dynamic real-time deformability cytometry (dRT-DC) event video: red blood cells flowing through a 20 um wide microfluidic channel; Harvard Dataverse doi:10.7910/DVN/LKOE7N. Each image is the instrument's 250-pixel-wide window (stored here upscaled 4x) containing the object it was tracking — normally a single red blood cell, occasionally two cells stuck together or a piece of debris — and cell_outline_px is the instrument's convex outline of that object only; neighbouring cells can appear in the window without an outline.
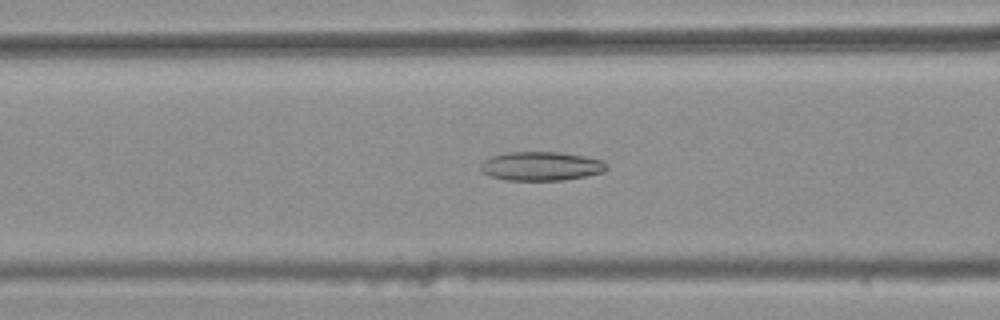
{"species": "common noctule bat (a hibernating species)", "species_latin": "Nyctalus noctula", "temperature_condition": "warm", "stored_images_in_passage": 34, "camera_frame_rate_fps": 3000, "um_per_image_px": 0.085, "animal": {"sex": "female", "body_mass_g": 25.1}, "frame": {"image": 1, "passage_image": 9, "time_ms": 2.667, "image_size_px": [1000, 320], "cell_outline_px": [[608, 168], [604, 172], [564, 180], [504, 180], [488, 176], [480, 168], [480, 164], [484, 160], [492, 156], [508, 152], [556, 152], [584, 156], [600, 160], [608, 164]], "centroid_in_image_um": [45.98, 14.13], "position_along_channel_um": 120.6, "area_um2": 21.21}}
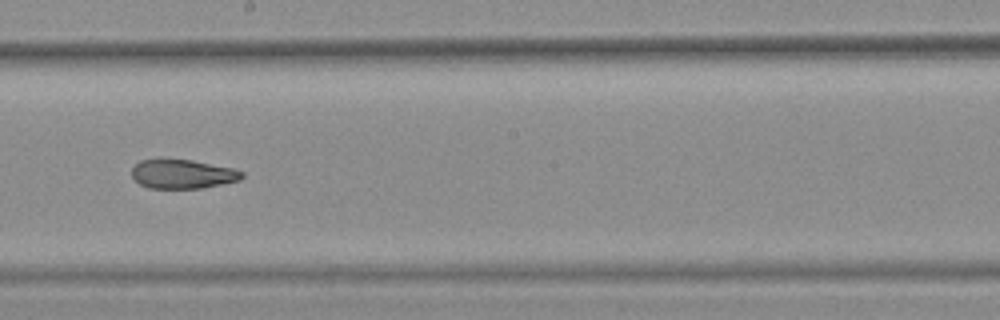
{"frame": {"image": 2, "passage_image": 18, "time_ms": 5.667, "image_size_px": [1000, 320], "cell_outline_px": [[244, 176], [240, 180], [200, 188], [148, 188], [140, 184], [132, 176], [132, 168], [140, 160], [192, 160], [232, 168], [244, 172]], "centroid_in_image_um": [15.53, 14.8], "position_along_channel_um": 232.7, "area_um2": 18.38}}
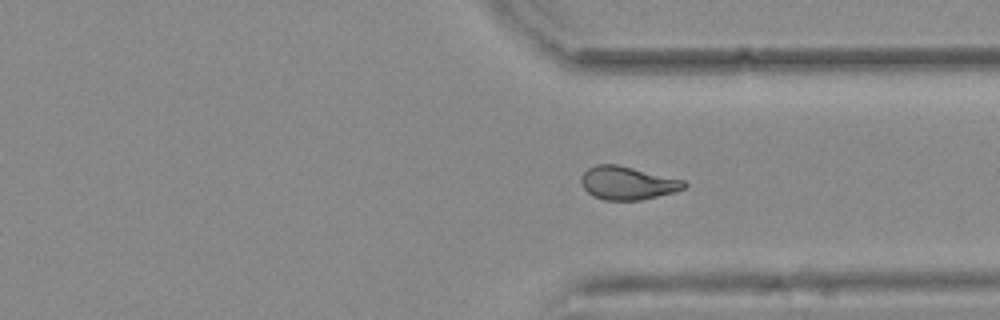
{"frame": {"image": 3, "passage_image": 28, "time_ms": 9.0, "image_size_px": [1000, 320], "cell_outline_px": [[688, 184], [684, 188], [676, 192], [640, 200], [604, 200], [592, 196], [584, 188], [580, 180], [584, 172], [588, 168], [596, 164], [616, 164], [684, 180]], "centroid_in_image_um": [53.34, 15.56], "position_along_channel_um": 358.1, "area_um2": 19.88}, "authors_computed_cell_mechanics": {"area_um2": 20.1722, "velocity_mm_per_s": 3.7441, "shape_relaxation_time_tau1_ms": null, "shape_relaxation_time_tau2_ms": 4.5161, "deformation_change_tau1": null, "deformation_change_tau2": 0.123}}